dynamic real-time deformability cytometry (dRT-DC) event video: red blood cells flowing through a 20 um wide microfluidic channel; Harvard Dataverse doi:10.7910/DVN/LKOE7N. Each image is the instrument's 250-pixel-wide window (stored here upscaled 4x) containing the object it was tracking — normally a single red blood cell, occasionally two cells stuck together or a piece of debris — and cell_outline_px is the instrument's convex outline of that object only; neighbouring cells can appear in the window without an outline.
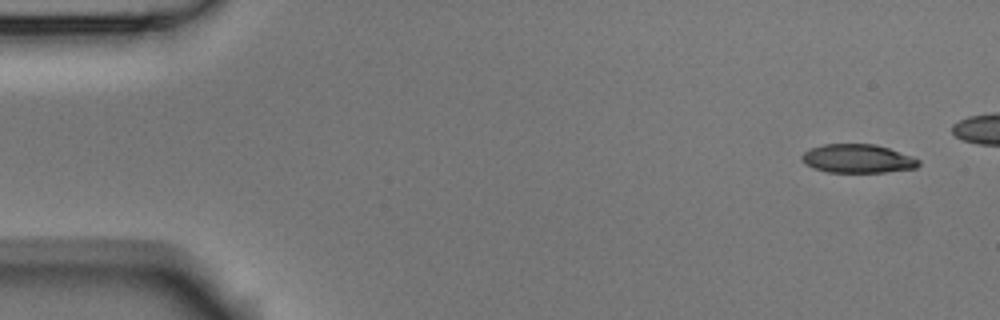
{"species": "Egyptian fruit bat (a non-hibernating species)", "species_latin": "Rousettus aegyptiacus", "temperature_condition": "room temperature", "stored_images_in_passage": 6, "camera_frame_rate_fps": 3000, "um_per_image_px": 0.085, "animal": {"sex": "male"}, "frame": {"image": 1, "passage_image": 1, "time_ms": 0.0, "image_size_px": [1000, 320], "cell_outline_px": [[920, 164], [916, 168], [884, 172], [828, 172], [816, 168], [808, 164], [800, 156], [804, 152], [812, 148], [824, 144], [876, 144], [912, 156], [920, 160]], "centroid_in_image_um": [72.95, 13.48], "position_along_channel_um": 12.0, "area_um2": 19.25}}
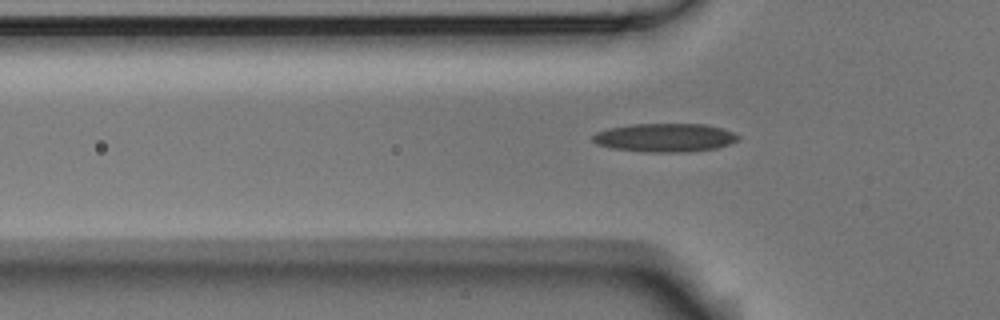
{"frame": {"image": 2, "passage_image": 6, "time_ms": 1.667, "image_size_px": [1000, 320], "cell_outline_px": [[740, 140], [716, 148], [688, 152], [644, 152], [612, 148], [596, 144], [592, 140], [592, 136], [596, 132], [608, 128], [632, 124], [704, 124], [720, 128], [732, 132], [740, 136]], "centroid_in_image_um": [56.5, 11.7], "position_along_channel_um": 69.3, "area_um2": 24.22}}